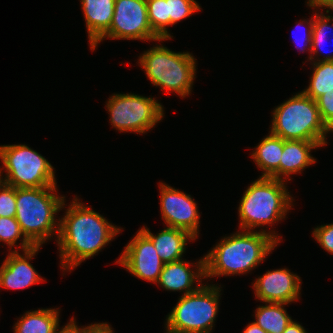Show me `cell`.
<instances>
[{"label":"cell","mask_w":333,"mask_h":333,"mask_svg":"<svg viewBox=\"0 0 333 333\" xmlns=\"http://www.w3.org/2000/svg\"><path fill=\"white\" fill-rule=\"evenodd\" d=\"M77 200L74 199L59 223L57 238L64 269H73L96 255L120 231Z\"/></svg>","instance_id":"obj_1"},{"label":"cell","mask_w":333,"mask_h":333,"mask_svg":"<svg viewBox=\"0 0 333 333\" xmlns=\"http://www.w3.org/2000/svg\"><path fill=\"white\" fill-rule=\"evenodd\" d=\"M279 241L276 235L264 230L224 237L204 257L205 277L246 273L260 264Z\"/></svg>","instance_id":"obj_2"},{"label":"cell","mask_w":333,"mask_h":333,"mask_svg":"<svg viewBox=\"0 0 333 333\" xmlns=\"http://www.w3.org/2000/svg\"><path fill=\"white\" fill-rule=\"evenodd\" d=\"M51 191H56V186L16 188L15 218L24 236L34 246H41L52 232L59 234V223L55 222L54 214L63 207L64 197ZM56 224L57 228L54 227Z\"/></svg>","instance_id":"obj_3"},{"label":"cell","mask_w":333,"mask_h":333,"mask_svg":"<svg viewBox=\"0 0 333 333\" xmlns=\"http://www.w3.org/2000/svg\"><path fill=\"white\" fill-rule=\"evenodd\" d=\"M283 181L260 177L247 188L238 209L242 229L251 231L284 218L292 199Z\"/></svg>","instance_id":"obj_4"},{"label":"cell","mask_w":333,"mask_h":333,"mask_svg":"<svg viewBox=\"0 0 333 333\" xmlns=\"http://www.w3.org/2000/svg\"><path fill=\"white\" fill-rule=\"evenodd\" d=\"M271 132L283 140H304L326 145L330 130L323 123L316 101L303 92L282 103L273 112Z\"/></svg>","instance_id":"obj_5"},{"label":"cell","mask_w":333,"mask_h":333,"mask_svg":"<svg viewBox=\"0 0 333 333\" xmlns=\"http://www.w3.org/2000/svg\"><path fill=\"white\" fill-rule=\"evenodd\" d=\"M140 65L149 80L162 90L174 91L183 97L191 91L196 63L188 52L175 53L158 45L142 54Z\"/></svg>","instance_id":"obj_6"},{"label":"cell","mask_w":333,"mask_h":333,"mask_svg":"<svg viewBox=\"0 0 333 333\" xmlns=\"http://www.w3.org/2000/svg\"><path fill=\"white\" fill-rule=\"evenodd\" d=\"M0 158L5 166L4 183L15 188L56 186L51 164L26 145L0 146Z\"/></svg>","instance_id":"obj_7"},{"label":"cell","mask_w":333,"mask_h":333,"mask_svg":"<svg viewBox=\"0 0 333 333\" xmlns=\"http://www.w3.org/2000/svg\"><path fill=\"white\" fill-rule=\"evenodd\" d=\"M220 288L201 286L180 298L167 316V330L187 333H210L217 315ZM213 323V324H212Z\"/></svg>","instance_id":"obj_8"},{"label":"cell","mask_w":333,"mask_h":333,"mask_svg":"<svg viewBox=\"0 0 333 333\" xmlns=\"http://www.w3.org/2000/svg\"><path fill=\"white\" fill-rule=\"evenodd\" d=\"M106 107L113 127L120 132L144 133L163 118V107L155 99L134 94H114Z\"/></svg>","instance_id":"obj_9"},{"label":"cell","mask_w":333,"mask_h":333,"mask_svg":"<svg viewBox=\"0 0 333 333\" xmlns=\"http://www.w3.org/2000/svg\"><path fill=\"white\" fill-rule=\"evenodd\" d=\"M113 39H161L150 26L146 0H115L114 15L108 32L102 37Z\"/></svg>","instance_id":"obj_10"},{"label":"cell","mask_w":333,"mask_h":333,"mask_svg":"<svg viewBox=\"0 0 333 333\" xmlns=\"http://www.w3.org/2000/svg\"><path fill=\"white\" fill-rule=\"evenodd\" d=\"M139 279L158 282L164 263L157 254L151 239L139 230L127 244L120 259L116 262Z\"/></svg>","instance_id":"obj_11"},{"label":"cell","mask_w":333,"mask_h":333,"mask_svg":"<svg viewBox=\"0 0 333 333\" xmlns=\"http://www.w3.org/2000/svg\"><path fill=\"white\" fill-rule=\"evenodd\" d=\"M161 188V212L168 227L179 228L197 237L199 213L197 204L190 195L178 191L164 183Z\"/></svg>","instance_id":"obj_12"},{"label":"cell","mask_w":333,"mask_h":333,"mask_svg":"<svg viewBox=\"0 0 333 333\" xmlns=\"http://www.w3.org/2000/svg\"><path fill=\"white\" fill-rule=\"evenodd\" d=\"M300 278L287 269L268 271L254 283L258 299L265 303L288 304L298 299Z\"/></svg>","instance_id":"obj_13"},{"label":"cell","mask_w":333,"mask_h":333,"mask_svg":"<svg viewBox=\"0 0 333 333\" xmlns=\"http://www.w3.org/2000/svg\"><path fill=\"white\" fill-rule=\"evenodd\" d=\"M40 246L24 251L25 257L16 250L8 255L0 268V286L5 289H18L38 283L42 278L27 259H32Z\"/></svg>","instance_id":"obj_14"},{"label":"cell","mask_w":333,"mask_h":333,"mask_svg":"<svg viewBox=\"0 0 333 333\" xmlns=\"http://www.w3.org/2000/svg\"><path fill=\"white\" fill-rule=\"evenodd\" d=\"M91 50L108 32L112 23L115 0H81Z\"/></svg>","instance_id":"obj_15"},{"label":"cell","mask_w":333,"mask_h":333,"mask_svg":"<svg viewBox=\"0 0 333 333\" xmlns=\"http://www.w3.org/2000/svg\"><path fill=\"white\" fill-rule=\"evenodd\" d=\"M198 271L193 272L190 270L189 262L184 260H178L163 265L162 272L160 274L159 283L163 288L172 291L185 290L184 295L197 291L201 286L193 287V283L197 278H205L204 271V258L197 262ZM198 274V275H197Z\"/></svg>","instance_id":"obj_16"},{"label":"cell","mask_w":333,"mask_h":333,"mask_svg":"<svg viewBox=\"0 0 333 333\" xmlns=\"http://www.w3.org/2000/svg\"><path fill=\"white\" fill-rule=\"evenodd\" d=\"M141 230L151 239L158 256L164 264L181 260L187 239H196L183 229L168 226L156 236L149 231V228L145 229L144 227Z\"/></svg>","instance_id":"obj_17"},{"label":"cell","mask_w":333,"mask_h":333,"mask_svg":"<svg viewBox=\"0 0 333 333\" xmlns=\"http://www.w3.org/2000/svg\"><path fill=\"white\" fill-rule=\"evenodd\" d=\"M320 146H323L321 142L283 140V151L280 158V180H282V175L290 176V174L300 172L306 166L315 163L310 151Z\"/></svg>","instance_id":"obj_18"},{"label":"cell","mask_w":333,"mask_h":333,"mask_svg":"<svg viewBox=\"0 0 333 333\" xmlns=\"http://www.w3.org/2000/svg\"><path fill=\"white\" fill-rule=\"evenodd\" d=\"M282 151L283 139L272 133L260 142L252 154V158L258 167L265 171L261 177L280 180V158Z\"/></svg>","instance_id":"obj_19"},{"label":"cell","mask_w":333,"mask_h":333,"mask_svg":"<svg viewBox=\"0 0 333 333\" xmlns=\"http://www.w3.org/2000/svg\"><path fill=\"white\" fill-rule=\"evenodd\" d=\"M59 312L56 309H40L26 312L16 323L15 333H58Z\"/></svg>","instance_id":"obj_20"},{"label":"cell","mask_w":333,"mask_h":333,"mask_svg":"<svg viewBox=\"0 0 333 333\" xmlns=\"http://www.w3.org/2000/svg\"><path fill=\"white\" fill-rule=\"evenodd\" d=\"M313 64L314 72L309 87L303 93L316 100L326 92H333V55H327L323 60Z\"/></svg>","instance_id":"obj_21"},{"label":"cell","mask_w":333,"mask_h":333,"mask_svg":"<svg viewBox=\"0 0 333 333\" xmlns=\"http://www.w3.org/2000/svg\"><path fill=\"white\" fill-rule=\"evenodd\" d=\"M269 305L257 308L255 323L267 333H283L289 323L291 317L282 308L284 303H268Z\"/></svg>","instance_id":"obj_22"},{"label":"cell","mask_w":333,"mask_h":333,"mask_svg":"<svg viewBox=\"0 0 333 333\" xmlns=\"http://www.w3.org/2000/svg\"><path fill=\"white\" fill-rule=\"evenodd\" d=\"M148 20L152 30L161 39H170L171 36L166 30L168 26V9L166 0H146Z\"/></svg>","instance_id":"obj_23"},{"label":"cell","mask_w":333,"mask_h":333,"mask_svg":"<svg viewBox=\"0 0 333 333\" xmlns=\"http://www.w3.org/2000/svg\"><path fill=\"white\" fill-rule=\"evenodd\" d=\"M21 235H23L21 246L23 251L33 248L34 245L24 236L15 217H0V241L12 248Z\"/></svg>","instance_id":"obj_24"},{"label":"cell","mask_w":333,"mask_h":333,"mask_svg":"<svg viewBox=\"0 0 333 333\" xmlns=\"http://www.w3.org/2000/svg\"><path fill=\"white\" fill-rule=\"evenodd\" d=\"M166 3L168 9V26L200 10L199 5L194 0H166Z\"/></svg>","instance_id":"obj_25"},{"label":"cell","mask_w":333,"mask_h":333,"mask_svg":"<svg viewBox=\"0 0 333 333\" xmlns=\"http://www.w3.org/2000/svg\"><path fill=\"white\" fill-rule=\"evenodd\" d=\"M330 16L321 15L316 13L313 18L312 26V41H311V53H318L319 47L322 46L324 40L326 39V32L331 26H329Z\"/></svg>","instance_id":"obj_26"},{"label":"cell","mask_w":333,"mask_h":333,"mask_svg":"<svg viewBox=\"0 0 333 333\" xmlns=\"http://www.w3.org/2000/svg\"><path fill=\"white\" fill-rule=\"evenodd\" d=\"M16 188L3 183L0 187V217H15Z\"/></svg>","instance_id":"obj_27"},{"label":"cell","mask_w":333,"mask_h":333,"mask_svg":"<svg viewBox=\"0 0 333 333\" xmlns=\"http://www.w3.org/2000/svg\"><path fill=\"white\" fill-rule=\"evenodd\" d=\"M315 101L323 123L330 132L333 131V92H326Z\"/></svg>","instance_id":"obj_28"},{"label":"cell","mask_w":333,"mask_h":333,"mask_svg":"<svg viewBox=\"0 0 333 333\" xmlns=\"http://www.w3.org/2000/svg\"><path fill=\"white\" fill-rule=\"evenodd\" d=\"M313 235L325 250L333 254V224L315 228Z\"/></svg>","instance_id":"obj_29"},{"label":"cell","mask_w":333,"mask_h":333,"mask_svg":"<svg viewBox=\"0 0 333 333\" xmlns=\"http://www.w3.org/2000/svg\"><path fill=\"white\" fill-rule=\"evenodd\" d=\"M82 333H113L111 327L107 323L91 324L82 328Z\"/></svg>","instance_id":"obj_30"},{"label":"cell","mask_w":333,"mask_h":333,"mask_svg":"<svg viewBox=\"0 0 333 333\" xmlns=\"http://www.w3.org/2000/svg\"><path fill=\"white\" fill-rule=\"evenodd\" d=\"M58 333H82V328H78L74 319H71L70 323L66 324V326L58 331Z\"/></svg>","instance_id":"obj_31"},{"label":"cell","mask_w":333,"mask_h":333,"mask_svg":"<svg viewBox=\"0 0 333 333\" xmlns=\"http://www.w3.org/2000/svg\"><path fill=\"white\" fill-rule=\"evenodd\" d=\"M283 333H306V331L299 323L291 321Z\"/></svg>","instance_id":"obj_32"},{"label":"cell","mask_w":333,"mask_h":333,"mask_svg":"<svg viewBox=\"0 0 333 333\" xmlns=\"http://www.w3.org/2000/svg\"><path fill=\"white\" fill-rule=\"evenodd\" d=\"M307 3L310 7H333V0H309Z\"/></svg>","instance_id":"obj_33"},{"label":"cell","mask_w":333,"mask_h":333,"mask_svg":"<svg viewBox=\"0 0 333 333\" xmlns=\"http://www.w3.org/2000/svg\"><path fill=\"white\" fill-rule=\"evenodd\" d=\"M309 23V29L307 30V34H305V38L303 39V38H300V40H301V42L303 41L304 42V46H307V44L306 43H308L309 45H308V50L309 49H311V41H312V26H313V19H311V21L310 22H307V24ZM297 41V40H296ZM299 41V40H298ZM297 41V42H298ZM305 41H306V43H305ZM294 42H295V40H294ZM302 42V43H303Z\"/></svg>","instance_id":"obj_34"},{"label":"cell","mask_w":333,"mask_h":333,"mask_svg":"<svg viewBox=\"0 0 333 333\" xmlns=\"http://www.w3.org/2000/svg\"><path fill=\"white\" fill-rule=\"evenodd\" d=\"M243 333H267L260 326H258L255 322L249 324Z\"/></svg>","instance_id":"obj_35"},{"label":"cell","mask_w":333,"mask_h":333,"mask_svg":"<svg viewBox=\"0 0 333 333\" xmlns=\"http://www.w3.org/2000/svg\"><path fill=\"white\" fill-rule=\"evenodd\" d=\"M167 333H187V332H178V331H170V330H167Z\"/></svg>","instance_id":"obj_36"},{"label":"cell","mask_w":333,"mask_h":333,"mask_svg":"<svg viewBox=\"0 0 333 333\" xmlns=\"http://www.w3.org/2000/svg\"><path fill=\"white\" fill-rule=\"evenodd\" d=\"M0 174H1V170H0ZM0 177H1V175H0ZM3 183H4V180L0 178V187Z\"/></svg>","instance_id":"obj_37"}]
</instances>
